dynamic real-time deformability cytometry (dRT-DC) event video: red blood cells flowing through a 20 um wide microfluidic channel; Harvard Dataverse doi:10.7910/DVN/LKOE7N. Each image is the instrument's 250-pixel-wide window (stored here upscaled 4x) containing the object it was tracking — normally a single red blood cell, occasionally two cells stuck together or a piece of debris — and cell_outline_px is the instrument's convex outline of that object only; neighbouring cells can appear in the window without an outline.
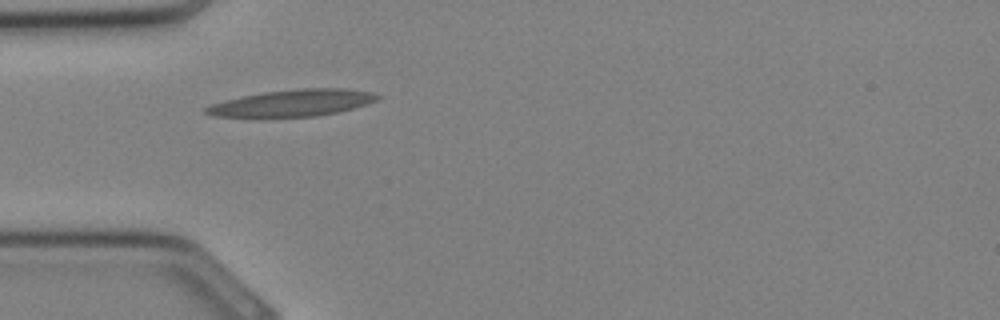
{"species": "Egyptian fruit bat (a non-hibernating species)", "species_latin": "Rousettus aegyptiacus", "temperature_condition": "cold", "stored_images_in_passage": 3, "camera_frame_rate_fps": 3000, "um_per_image_px": 0.085, "animal": {"sex": "female"}, "frame": {"image": 1, "passage_image": 1, "time_ms": 0.0, "image_size_px": [1000, 320], "cell_outline_px": [[384, 96], [376, 100], [352, 108], [336, 112], [316, 116], [260, 120], [212, 116], [204, 112], [204, 108], [212, 104], [224, 100], [264, 92], [300, 88], [348, 88], [372, 92]], "centroid_in_image_um": [24.76, 8.8], "position_along_channel_um": 60.2, "area_um2": 27.74}}
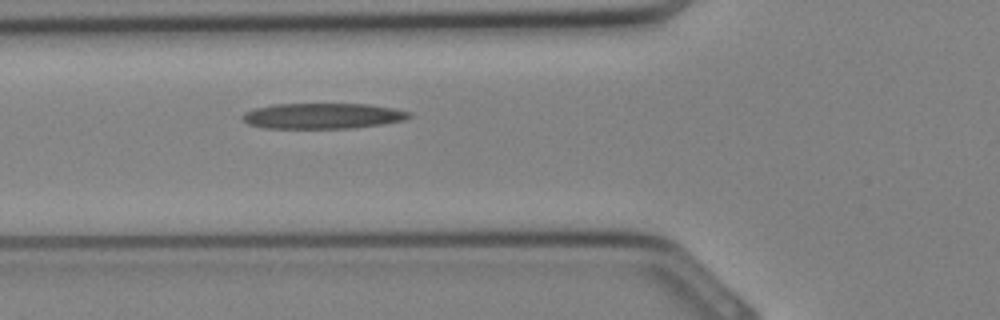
{"frame": {"image": 2, "passage_image": 3, "time_ms": 0.667, "image_size_px": [1000, 320], "cell_outline_px": [[412, 116], [404, 120], [380, 124], [352, 128], [264, 128], [248, 124], [240, 116], [244, 112], [256, 108], [272, 104], [368, 104], [392, 108], [412, 112]], "centroid_in_image_um": [27.41, 9.85], "position_along_channel_um": 98.4, "area_um2": 24.85}}